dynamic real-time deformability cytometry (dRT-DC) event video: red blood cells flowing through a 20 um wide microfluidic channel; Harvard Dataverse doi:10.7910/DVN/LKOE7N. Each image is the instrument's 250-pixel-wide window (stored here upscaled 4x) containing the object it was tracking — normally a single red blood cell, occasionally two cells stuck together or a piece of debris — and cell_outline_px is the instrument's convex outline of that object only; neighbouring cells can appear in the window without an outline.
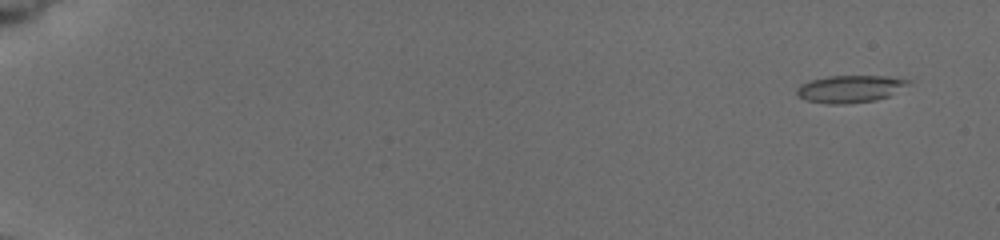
{"species": "common noctule bat (a hibernating species)", "species_latin": "Nyctalus noctula", "temperature_condition": "cold", "stored_images_in_passage": 8, "segment_of_instrument_passage": [1, 2], "camera_frame_rate_fps": 3000, "um_per_image_px": 0.085, "animal": {"sex": "female", "body_mass_g": 19.5, "forearm_length_mm": 54.1}, "frame": {"image": 1, "passage_image": 2, "time_ms": 1.0, "image_size_px": [1000, 240], "cell_outline_px": [[912, 84], [888, 96], [876, 100], [844, 104], [828, 104], [804, 100], [796, 96], [796, 88], [800, 84], [808, 80], [828, 76], [888, 76], [912, 80]], "centroid_in_image_um": [72.24, 7.55], "position_along_channel_um": 12.8, "area_um2": 18.09}}